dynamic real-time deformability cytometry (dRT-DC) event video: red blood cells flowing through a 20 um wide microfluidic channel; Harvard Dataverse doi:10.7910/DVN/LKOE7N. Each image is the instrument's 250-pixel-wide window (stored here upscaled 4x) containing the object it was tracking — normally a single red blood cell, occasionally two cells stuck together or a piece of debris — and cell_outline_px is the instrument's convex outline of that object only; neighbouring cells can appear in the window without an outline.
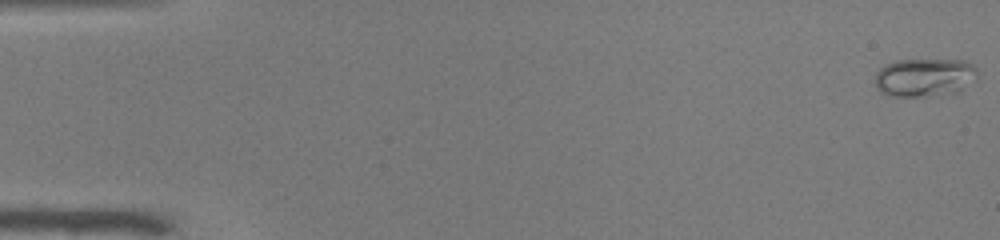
{"species": "common noctule bat (a hibernating species)", "species_latin": "Nyctalus noctula", "temperature_condition": "warm", "stored_images_in_passage": 51, "camera_frame_rate_fps": 3000, "um_per_image_px": 0.085, "animal": {"sex": "male", "body_mass_g": 19.0, "forearm_length_mm": 50.8}, "frame": {"image": 1, "passage_image": 1, "time_ms": 0.0, "image_size_px": [1000, 240], "cell_outline_px": [[976, 76], [960, 92], [924, 96], [888, 96], [880, 92], [876, 88], [876, 72], [884, 64], [896, 60], [964, 60], [972, 64], [976, 68]], "centroid_in_image_um": [78.55, 6.57], "position_along_channel_um": 6.5, "area_um2": 22.89}}
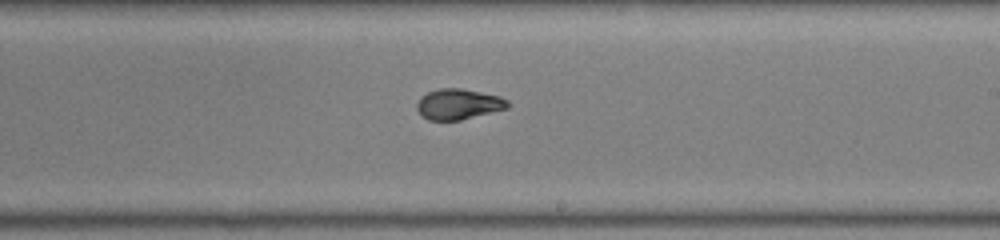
{"frame": {"image": 2, "passage_image": 31, "time_ms": 10.0, "image_size_px": [1000, 240], "cell_outline_px": [[508, 108], [460, 120], [428, 120], [420, 116], [416, 108], [416, 104], [420, 96], [428, 92], [440, 88], [460, 88], [500, 96], [508, 100]], "centroid_in_image_um": [38.92, 8.85], "position_along_channel_um": 250.1, "area_um2": 16.24}}
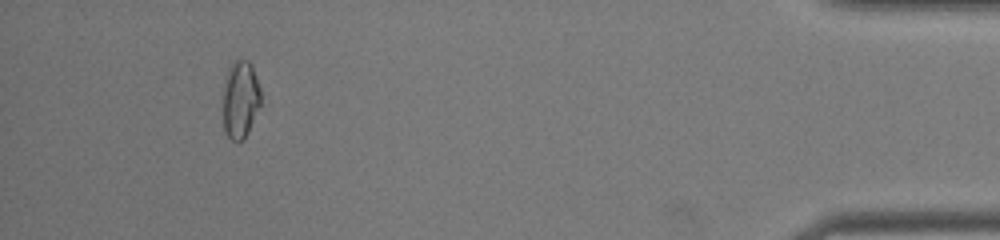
{"frame": {"image": 3, "passage_image": 48, "time_ms": 15.667, "image_size_px": [1000, 240], "cell_outline_px": [[260, 104], [248, 132], [240, 140], [232, 140], [224, 132], [224, 76], [232, 60], [248, 60], [252, 64], [260, 88]], "centroid_in_image_um": [20.42, 8.38], "position_along_channel_um": 414.8, "area_um2": 16.99}, "authors_computed_cell_mechanics": {"area_um2": 16.7042, "velocity_mm_per_s": 3.9934, "shape_relaxation_time_tau1_ms": null, "shape_relaxation_time_tau2_ms": 1.0386, "deformation_change_tau1": null, "deformation_change_tau2": 0.0433}}